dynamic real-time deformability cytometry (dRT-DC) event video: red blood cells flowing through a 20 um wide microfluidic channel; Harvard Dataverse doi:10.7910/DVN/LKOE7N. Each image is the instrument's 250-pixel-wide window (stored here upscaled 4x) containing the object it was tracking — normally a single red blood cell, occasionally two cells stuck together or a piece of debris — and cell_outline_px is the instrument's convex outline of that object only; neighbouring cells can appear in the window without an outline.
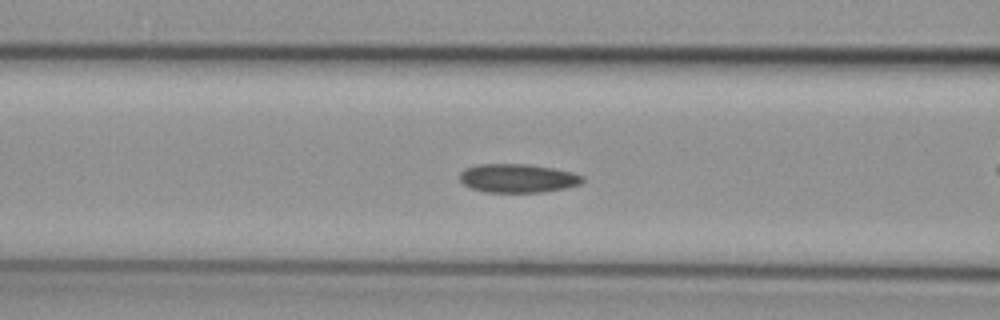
{"species": "common noctule bat (a hibernating species)", "species_latin": "Nyctalus noctula", "temperature_condition": "cold", "stored_images_in_passage": 57, "camera_frame_rate_fps": 3000, "um_per_image_px": 0.085, "animal": {"sex": "female", "body_mass_g": 29.2, "forearm_length_mm": 56.3}, "frame": {"image": 1, "passage_image": 23, "time_ms": 7.333, "image_size_px": [1000, 320], "cell_outline_px": [[584, 180], [580, 184], [564, 188], [544, 192], [484, 192], [472, 188], [464, 184], [460, 180], [460, 172], [464, 168], [476, 164], [528, 164], [552, 168], [572, 172], [584, 176]], "centroid_in_image_um": [43.99, 15.14], "position_along_channel_um": 122.6, "area_um2": 20.58}}
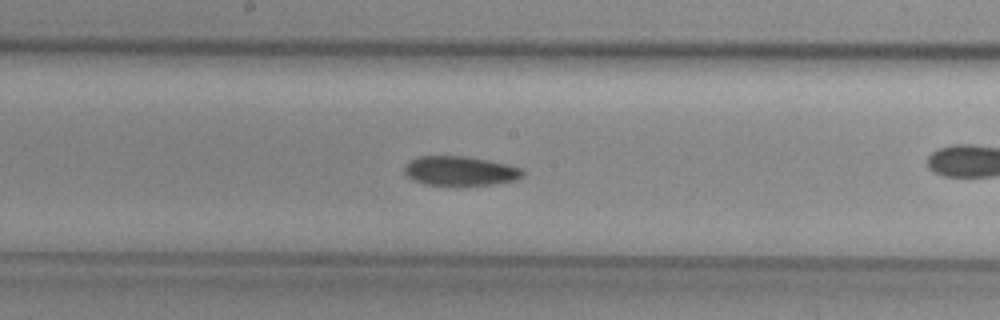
{"frame": {"image": 2, "passage_image": 30, "time_ms": 9.667, "image_size_px": [1000, 320], "cell_outline_px": [[524, 176], [516, 180], [492, 184], [424, 184], [412, 180], [404, 172], [404, 164], [420, 156], [464, 156], [488, 160], [524, 168]], "centroid_in_image_um": [39.13, 14.51], "position_along_channel_um": 209.1, "area_um2": 20.06}}
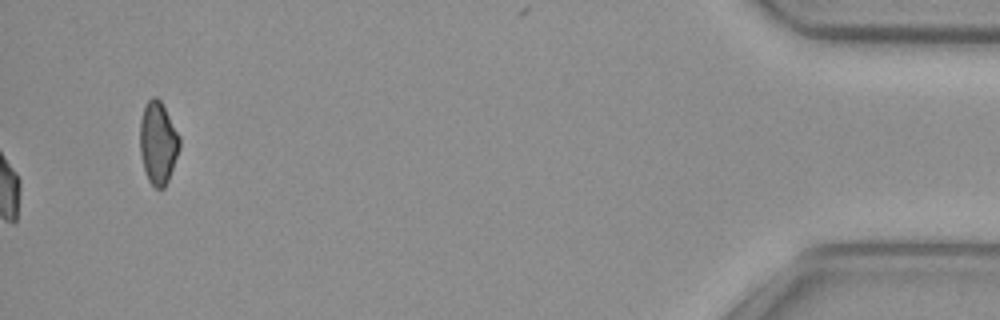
{"frame": {"image": 3, "passage_image": 57, "time_ms": 18.667, "image_size_px": [1000, 320], "cell_outline_px": [[180, 148], [168, 180], [164, 188], [156, 188], [148, 180], [144, 168], [140, 152], [140, 120], [144, 104], [152, 96], [156, 96], [160, 100], [180, 136]], "centroid_in_image_um": [13.43, 12.11], "position_along_channel_um": 421.8, "area_um2": 19.02}}